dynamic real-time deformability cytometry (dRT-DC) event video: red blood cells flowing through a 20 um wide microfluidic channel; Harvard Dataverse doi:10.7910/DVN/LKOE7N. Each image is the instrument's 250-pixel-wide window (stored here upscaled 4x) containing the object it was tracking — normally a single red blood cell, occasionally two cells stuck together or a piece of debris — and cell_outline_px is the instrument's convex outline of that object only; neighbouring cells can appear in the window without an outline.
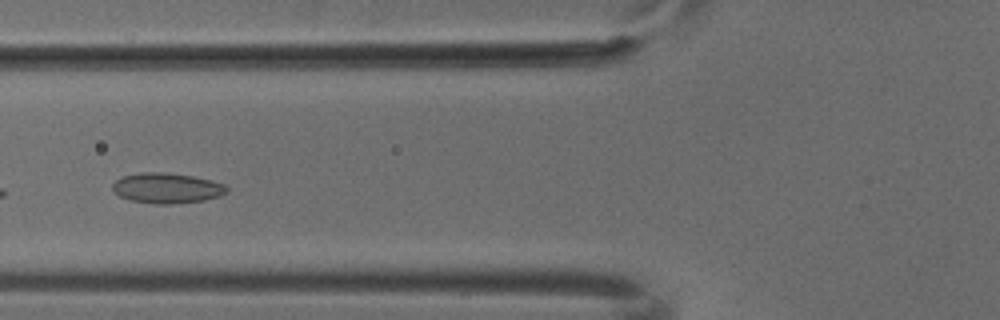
{"species": "common noctule bat (a hibernating species)", "species_latin": "Nyctalus noctula", "temperature_condition": "cold", "stored_images_in_passage": 7, "camera_frame_rate_fps": 3000, "um_per_image_px": 0.085, "animal": {"sex": "male", "body_mass_g": 18.8}, "frame": {"image": 1, "passage_image": 6, "time_ms": 1.667, "image_size_px": [1000, 320], "cell_outline_px": [[228, 192], [220, 196], [204, 200], [172, 204], [156, 204], [132, 200], [120, 196], [112, 188], [112, 184], [120, 176], [140, 172], [164, 172], [192, 176], [212, 180], [224, 184], [228, 188]], "centroid_in_image_um": [14.19, 15.98], "position_along_channel_um": 111.6, "area_um2": 20.23}}
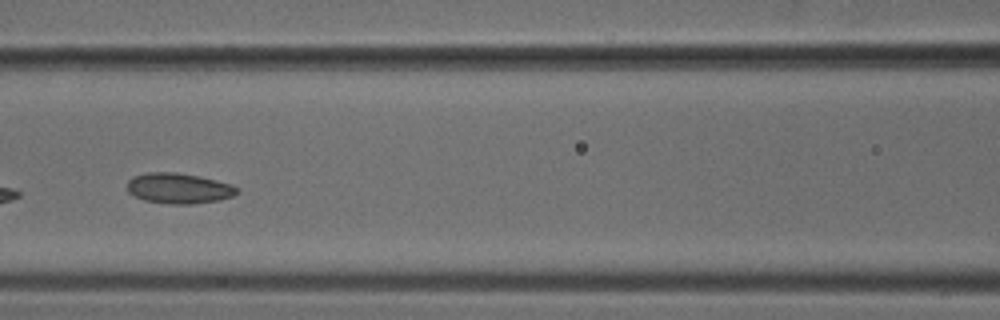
{"frame": {"image": 2, "passage_image": 7, "time_ms": 2.0, "image_size_px": [1000, 320], "cell_outline_px": [[240, 192], [232, 196], [220, 200], [192, 204], [168, 204], [144, 200], [128, 192], [128, 180], [132, 176], [148, 172], [176, 172], [200, 176], [232, 184], [240, 188]], "centroid_in_image_um": [15.23, 16.0], "position_along_channel_um": 151.4, "area_um2": 19.71}}